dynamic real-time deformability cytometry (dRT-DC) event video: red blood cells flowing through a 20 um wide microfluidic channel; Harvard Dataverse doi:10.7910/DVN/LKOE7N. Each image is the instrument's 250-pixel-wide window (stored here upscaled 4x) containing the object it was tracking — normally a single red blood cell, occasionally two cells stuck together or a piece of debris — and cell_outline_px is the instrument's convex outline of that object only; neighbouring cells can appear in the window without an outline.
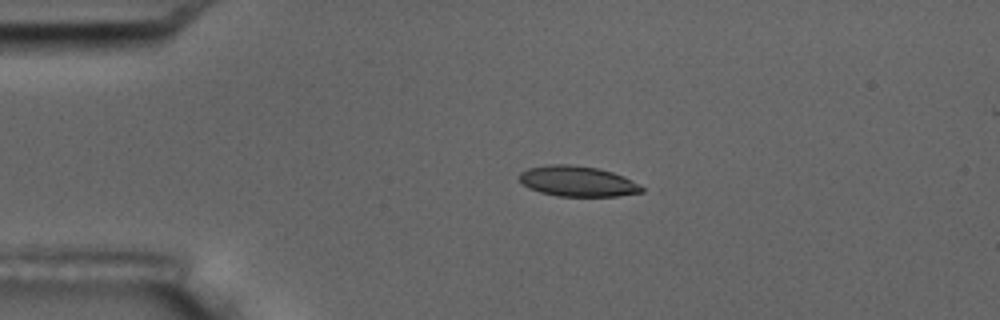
{"species": "common noctule bat (a hibernating species)", "species_latin": "Nyctalus noctula", "temperature_condition": "room temperature", "stored_images_in_passage": 3, "camera_frame_rate_fps": 3000, "um_per_image_px": 0.085, "animal": {"sex": "male", "body_mass_g": 17.5, "forearm_length_mm": 52.3}, "frame": {"image": 1, "passage_image": 2, "time_ms": 1.333, "image_size_px": [1000, 320], "cell_outline_px": [[644, 192], [616, 196], [556, 196], [540, 192], [528, 188], [520, 180], [520, 172], [528, 168], [548, 164], [568, 164], [596, 168], [612, 172], [624, 176], [640, 184], [644, 188]], "centroid_in_image_um": [49.1, 15.41], "position_along_channel_um": 35.9, "area_um2": 21.73}}